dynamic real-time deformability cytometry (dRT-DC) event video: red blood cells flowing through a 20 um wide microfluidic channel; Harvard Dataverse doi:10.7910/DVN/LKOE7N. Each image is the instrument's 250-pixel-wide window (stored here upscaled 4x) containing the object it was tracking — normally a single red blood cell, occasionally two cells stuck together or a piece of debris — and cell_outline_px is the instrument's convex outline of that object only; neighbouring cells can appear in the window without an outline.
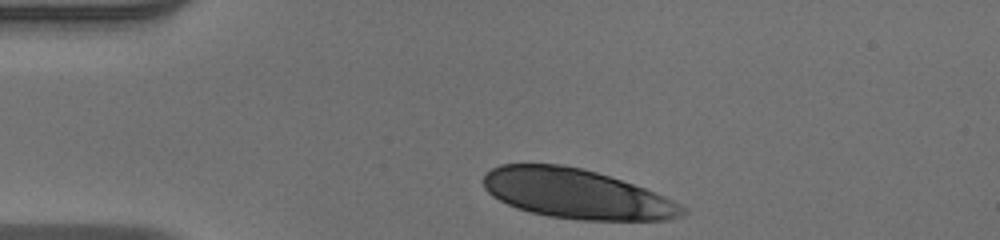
{"species": "human", "species_latin": "Homo sapiens", "temperature_condition": "warm", "stored_images_in_passage": 33, "camera_frame_rate_fps": 3000, "um_per_image_px": 0.085, "donor": {"sex": "male"}, "frame": {"image": 1, "passage_image": 1, "time_ms": 0.0, "image_size_px": [1000, 240], "cell_outline_px": [[688, 212], [680, 216], [668, 220], [580, 220], [548, 216], [516, 208], [492, 196], [484, 188], [484, 172], [500, 164], [560, 164], [580, 168], [596, 172], [644, 188], [664, 196], [680, 204]], "centroid_in_image_um": [48.97, 16.48], "position_along_channel_um": 36.0, "area_um2": 57.22}}